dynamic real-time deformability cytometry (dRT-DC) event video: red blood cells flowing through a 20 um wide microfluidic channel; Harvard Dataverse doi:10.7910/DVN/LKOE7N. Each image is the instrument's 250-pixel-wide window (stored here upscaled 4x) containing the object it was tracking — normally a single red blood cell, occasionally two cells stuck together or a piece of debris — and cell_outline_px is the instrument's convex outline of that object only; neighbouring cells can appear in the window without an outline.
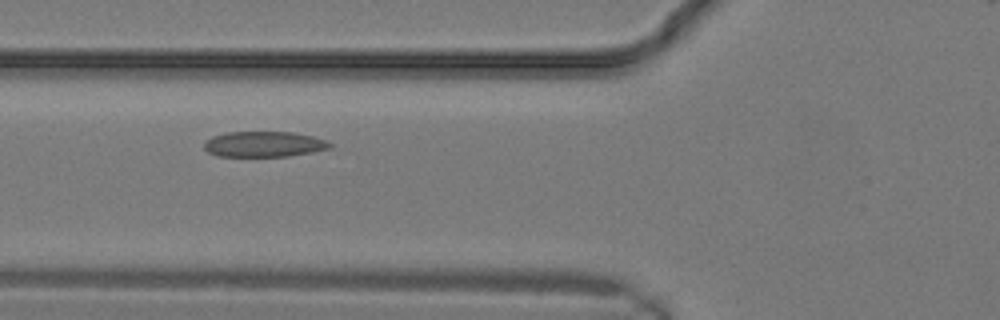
{"species": "common noctule bat (a hibernating species)", "species_latin": "Nyctalus noctula", "temperature_condition": "warm", "stored_images_in_passage": 11, "camera_frame_rate_fps": 3000, "um_per_image_px": 0.085, "animal": {"sex": "male", "body_mass_g": 19.2, "forearm_length_mm": 51.8}, "frame": {"image": 1, "passage_image": 8, "time_ms": 2.333, "image_size_px": [1000, 320], "cell_outline_px": [[332, 148], [312, 152], [288, 156], [216, 156], [208, 152], [204, 148], [204, 140], [212, 136], [228, 132], [292, 132], [312, 136], [328, 140], [332, 144]], "centroid_in_image_um": [22.44, 12.25], "position_along_channel_um": 103.4, "area_um2": 18.84}}
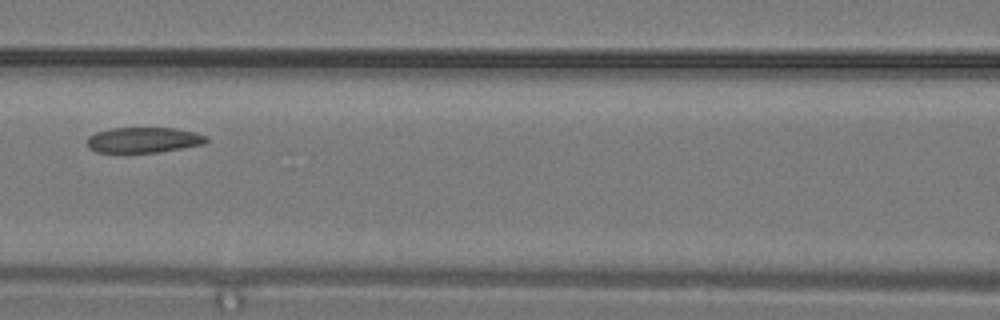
{"frame": {"image": 2, "passage_image": 10, "time_ms": 3.0, "image_size_px": [1000, 320], "cell_outline_px": [[208, 140], [204, 144], [160, 152], [96, 152], [88, 148], [88, 136], [96, 132], [112, 128], [176, 128], [196, 132], [208, 136]], "centroid_in_image_um": [12.23, 11.89], "position_along_channel_um": 154.4, "area_um2": 17.74}}